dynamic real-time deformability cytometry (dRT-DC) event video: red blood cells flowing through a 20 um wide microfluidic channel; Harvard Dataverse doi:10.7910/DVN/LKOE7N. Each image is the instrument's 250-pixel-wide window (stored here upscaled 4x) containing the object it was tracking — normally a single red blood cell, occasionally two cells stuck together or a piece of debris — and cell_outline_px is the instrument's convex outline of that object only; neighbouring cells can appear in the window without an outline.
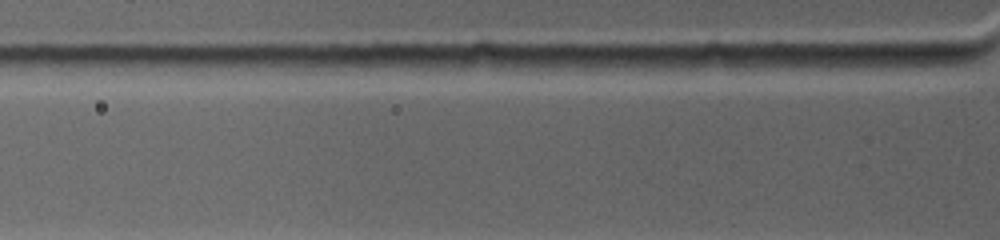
{"species": "common noctule bat (a hibernating species)", "species_latin": "Nyctalus noctula", "temperature_condition": "warm", "stored_images_in_passage": 2, "camera_frame_rate_fps": 4500, "um_per_image_px": 0.085, "animal": {"sex": "female", "body_mass_g": 19.0, "forearm_length_mm": 53.3}, "frame": {"image": 1, "passage_image": 2, "time_ms": 0.444, "image_size_px": [1000, 240], "cell_outline_px": [[956, 64], [876, 72], [820, 64], [832, 56], [900, 56], [956, 60]], "centroid_in_image_um": [75.21, 5.33], "position_along_channel_um": 50.6, "area_um2": 10.64}}